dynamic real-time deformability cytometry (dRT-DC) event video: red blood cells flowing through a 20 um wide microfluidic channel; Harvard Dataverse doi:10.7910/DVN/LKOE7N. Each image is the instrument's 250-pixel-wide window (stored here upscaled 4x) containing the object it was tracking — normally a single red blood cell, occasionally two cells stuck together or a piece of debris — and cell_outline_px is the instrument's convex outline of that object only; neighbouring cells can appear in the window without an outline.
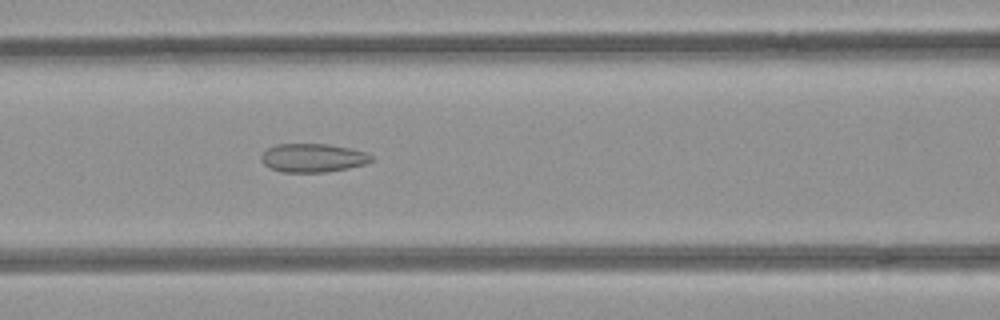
{"species": "common noctule bat (a hibernating species)", "species_latin": "Nyctalus noctula", "temperature_condition": "room temperature", "stored_images_in_passage": 43, "camera_frame_rate_fps": 3000, "um_per_image_px": 0.085, "animal": {"sex": "female", "body_mass_g": 21.9}, "frame": {"image": 1, "passage_image": 13, "time_ms": 4.0, "image_size_px": [1000, 320], "cell_outline_px": [[376, 160], [368, 164], [348, 168], [324, 172], [280, 172], [264, 164], [260, 160], [260, 156], [268, 148], [276, 144], [328, 144], [352, 148], [364, 152], [372, 156]], "centroid_in_image_um": [26.63, 13.42], "position_along_channel_um": 140.0, "area_um2": 18.5}}
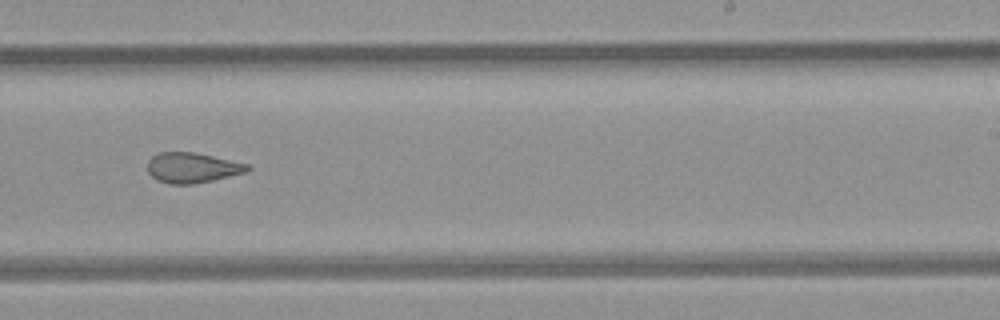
{"frame": {"image": 2, "passage_image": 23, "time_ms": 7.333, "image_size_px": [1000, 320], "cell_outline_px": [[252, 168], [248, 172], [212, 180], [192, 184], [168, 184], [156, 180], [148, 172], [148, 160], [152, 156], [160, 152], [196, 152], [248, 164]], "centroid_in_image_um": [16.34, 14.25], "position_along_channel_um": 272.7, "area_um2": 17.69}}
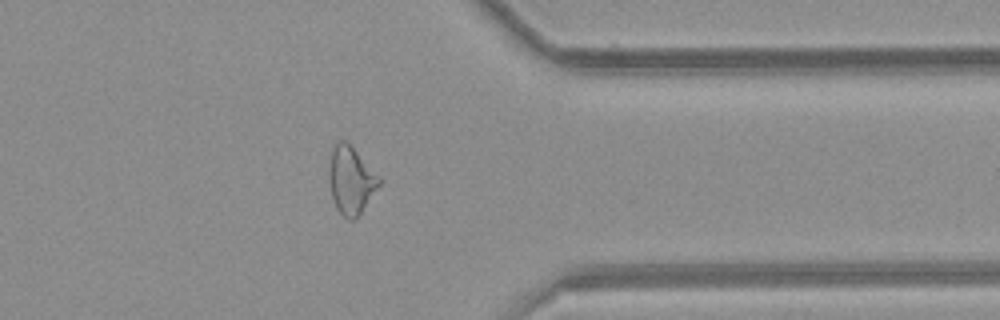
{"frame": {"image": 3, "passage_image": 32, "time_ms": 10.333, "image_size_px": [1000, 320], "cell_outline_px": [[380, 184], [356, 220], [348, 220], [336, 208], [332, 196], [328, 176], [328, 172], [332, 148], [340, 140], [344, 140], [380, 176]], "centroid_in_image_um": [29.82, 15.35], "position_along_channel_um": 381.6, "area_um2": 19.42}, "authors_computed_cell_mechanics": {"area_um2": 19.363, "velocity_mm_per_s": 3.9916, "shape_relaxation_time_tau1_ms": null, "shape_relaxation_time_tau2_ms": 2.0147, "deformation_change_tau1": null, "deformation_change_tau2": 0.1036}}